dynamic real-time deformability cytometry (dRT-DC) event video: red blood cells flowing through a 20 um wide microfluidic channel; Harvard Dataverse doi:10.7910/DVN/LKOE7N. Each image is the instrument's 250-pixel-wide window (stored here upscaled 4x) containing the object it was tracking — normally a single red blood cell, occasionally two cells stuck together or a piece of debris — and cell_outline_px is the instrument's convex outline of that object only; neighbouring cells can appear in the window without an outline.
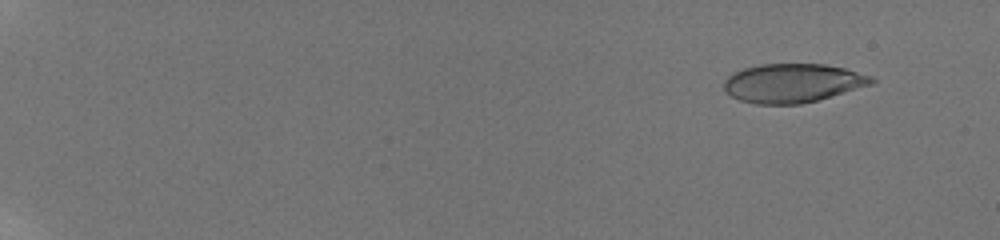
{"species": "human", "species_latin": "Homo sapiens", "temperature_condition": "room temperature", "stored_images_in_passage": 18, "camera_frame_rate_fps": 3000, "um_per_image_px": 0.085, "donor": {"sex": "male"}, "frame": {"image": 1, "passage_image": 2, "time_ms": 0.667, "image_size_px": [1000, 240], "cell_outline_px": [[876, 80], [872, 84], [816, 100], [800, 104], [756, 104], [740, 100], [732, 96], [724, 88], [724, 80], [728, 76], [744, 68], [760, 64], [824, 64], [844, 68], [872, 76]], "centroid_in_image_um": [67.37, 7.05], "position_along_channel_um": 17.6, "area_um2": 33.06}}
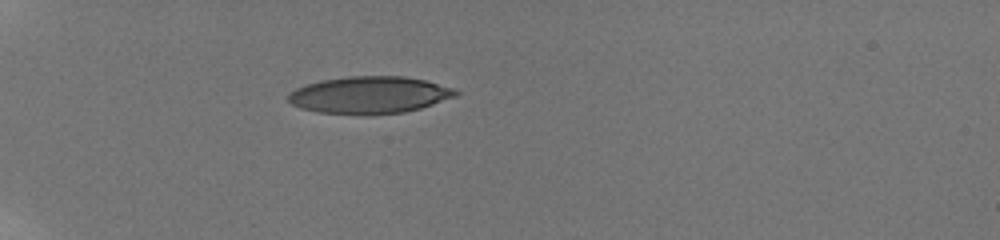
{"frame": {"image": 2, "passage_image": 13, "time_ms": 5.667, "image_size_px": [1000, 240], "cell_outline_px": [[460, 92], [456, 96], [420, 108], [404, 112], [316, 112], [300, 108], [292, 104], [288, 100], [288, 92], [304, 84], [320, 80], [348, 76], [404, 76], [424, 80], [456, 88]], "centroid_in_image_um": [31.4, 8.02], "position_along_channel_um": 53.6, "area_um2": 35.49}}